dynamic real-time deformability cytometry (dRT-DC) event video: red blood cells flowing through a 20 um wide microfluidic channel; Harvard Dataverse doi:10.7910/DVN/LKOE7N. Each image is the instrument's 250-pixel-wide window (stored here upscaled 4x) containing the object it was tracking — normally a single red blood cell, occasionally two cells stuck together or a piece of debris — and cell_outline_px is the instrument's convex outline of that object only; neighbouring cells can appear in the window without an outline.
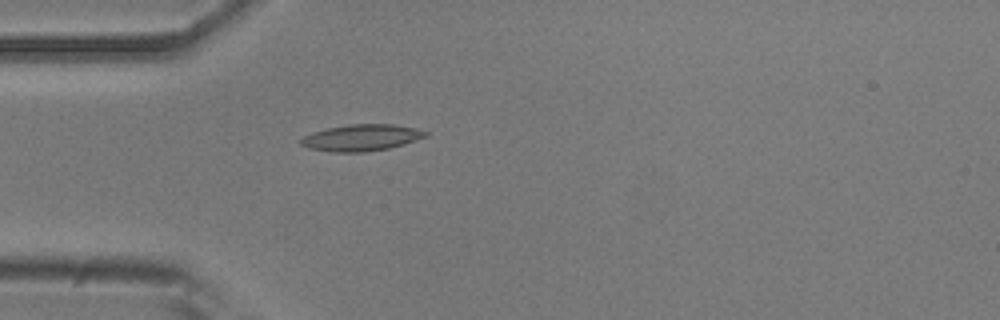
{"species": "common noctule bat (a hibernating species)", "species_latin": "Nyctalus noctula", "temperature_condition": "room temperature", "stored_images_in_passage": 49, "camera_frame_rate_fps": 3000, "um_per_image_px": 0.085, "animal": {"sex": "male", "body_mass_g": 20.5, "forearm_length_mm": 52.5}, "frame": {"image": 1, "passage_image": 11, "time_ms": 3.333, "image_size_px": [1000, 320], "cell_outline_px": [[428, 136], [404, 144], [388, 148], [364, 152], [332, 152], [308, 148], [300, 144], [300, 140], [304, 136], [312, 132], [328, 128], [348, 124], [392, 124], [412, 128], [428, 132]], "centroid_in_image_um": [30.69, 11.7], "position_along_channel_um": 54.3, "area_um2": 19.13}}
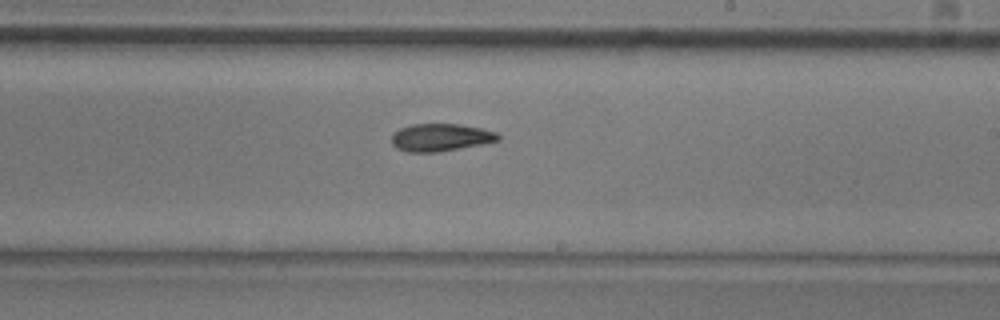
{"frame": {"image": 2, "passage_image": 27, "time_ms": 8.667, "image_size_px": [1000, 320], "cell_outline_px": [[500, 140], [440, 152], [408, 152], [396, 148], [392, 144], [392, 136], [400, 128], [412, 124], [460, 124], [480, 128], [496, 132], [500, 136]], "centroid_in_image_um": [37.44, 11.68], "position_along_channel_um": 251.6, "area_um2": 16.99}}
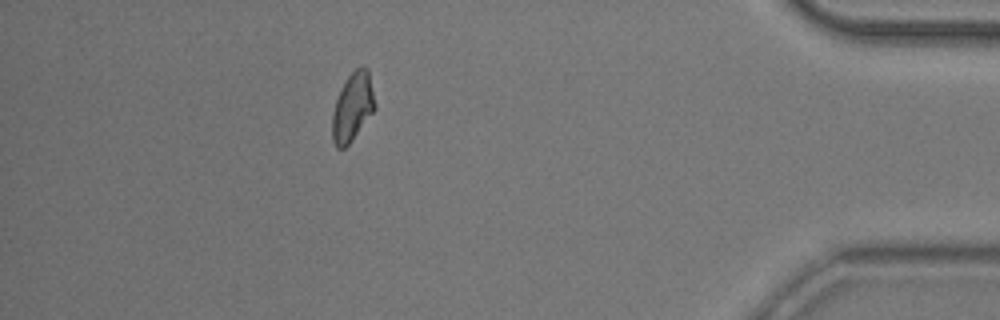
{"frame": {"image": 3, "passage_image": 43, "time_ms": 14.0, "image_size_px": [1000, 320], "cell_outline_px": [[376, 108], [352, 140], [344, 148], [336, 148], [332, 140], [332, 112], [340, 88], [348, 76], [356, 68], [368, 68], [376, 104]], "centroid_in_image_um": [29.96, 9.11], "position_along_channel_um": 405.2, "area_um2": 16.99}, "authors_computed_cell_mechanics": {"area_um2": 17.4556, "velocity_mm_per_s": 3.7856, "shape_relaxation_time_tau1_ms": 10.0876, "shape_relaxation_time_tau2_ms": 6.3777, "deformation_change_tau1": 0.2098, "deformation_change_tau2": 0.1337}}